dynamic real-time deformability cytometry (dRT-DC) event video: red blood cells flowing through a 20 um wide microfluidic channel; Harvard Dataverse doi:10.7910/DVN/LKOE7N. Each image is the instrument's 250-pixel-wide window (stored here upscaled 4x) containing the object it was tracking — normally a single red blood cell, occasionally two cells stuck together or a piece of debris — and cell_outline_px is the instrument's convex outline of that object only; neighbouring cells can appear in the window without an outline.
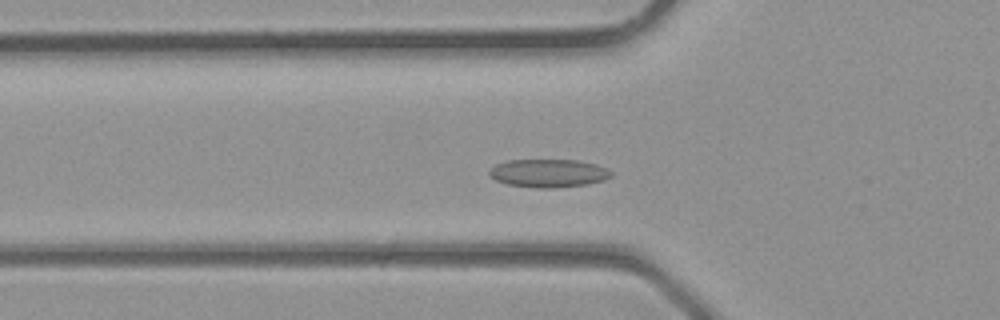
{"species": "common noctule bat (a hibernating species)", "species_latin": "Nyctalus noctula", "temperature_condition": "room temperature", "stored_images_in_passage": 23, "camera_frame_rate_fps": 3000, "um_per_image_px": 0.085, "animal": {"sex": "male", "body_mass_g": 23.1, "forearm_length_mm": 52.7}, "frame": {"image": 1, "passage_image": 2, "time_ms": 0.333, "image_size_px": [1000, 320], "cell_outline_px": [[612, 176], [604, 180], [588, 184], [552, 188], [536, 188], [508, 184], [496, 180], [488, 176], [488, 172], [496, 164], [508, 160], [580, 160], [596, 164], [612, 172]], "centroid_in_image_um": [46.61, 14.72], "position_along_channel_um": 79.2, "area_um2": 20.0}}
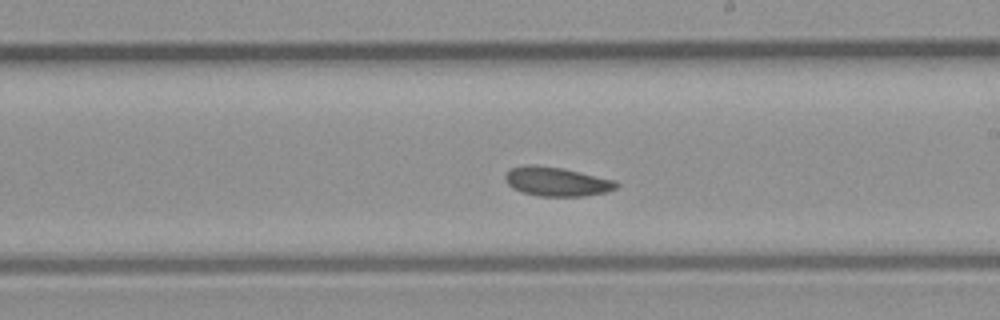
{"frame": {"image": 2, "passage_image": 11, "time_ms": 3.333, "image_size_px": [1000, 320], "cell_outline_px": [[620, 184], [616, 188], [608, 192], [584, 196], [536, 196], [512, 188], [504, 180], [504, 176], [508, 168], [524, 164], [536, 164], [560, 168], [580, 172], [616, 180]], "centroid_in_image_um": [47.29, 15.42], "position_along_channel_um": 241.7, "area_um2": 19.13}}
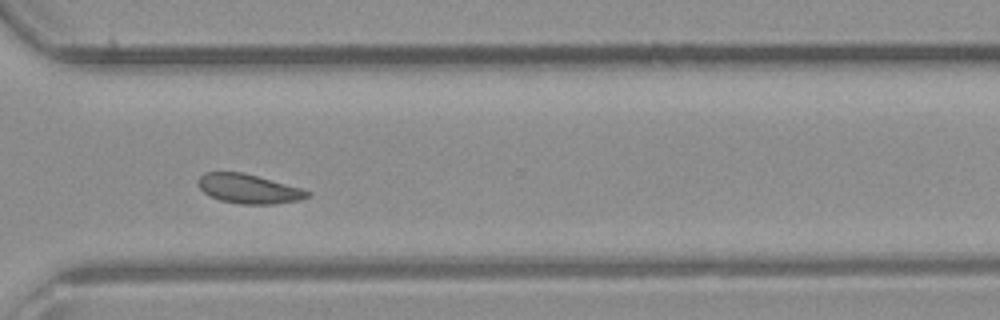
{"frame": {"image": 3, "passage_image": 17, "time_ms": 5.333, "image_size_px": [1000, 320], "cell_outline_px": [[312, 196], [300, 200], [276, 204], [240, 204], [220, 200], [208, 196], [200, 188], [200, 176], [204, 172], [244, 172], [300, 188], [312, 192]], "centroid_in_image_um": [21.17, 16.06], "position_along_channel_um": 349.4, "area_um2": 18.67}}